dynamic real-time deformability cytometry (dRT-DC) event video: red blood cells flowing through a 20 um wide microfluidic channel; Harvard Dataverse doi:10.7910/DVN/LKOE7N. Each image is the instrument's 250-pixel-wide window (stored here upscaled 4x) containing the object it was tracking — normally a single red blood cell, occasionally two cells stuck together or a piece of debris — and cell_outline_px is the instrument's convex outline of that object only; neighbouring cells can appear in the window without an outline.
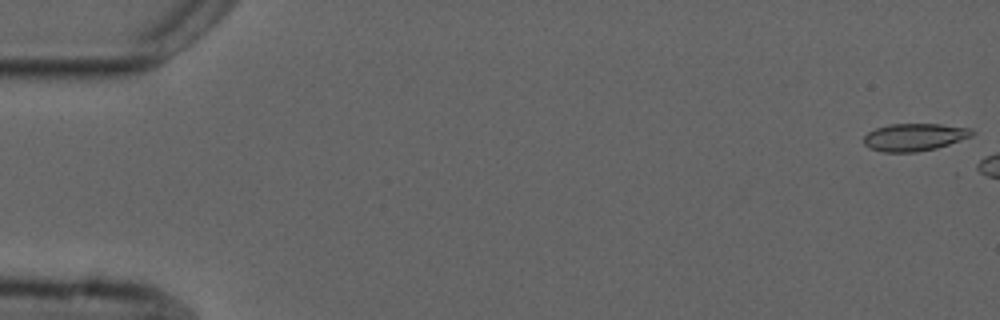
{"species": "common noctule bat (a hibernating species)", "species_latin": "Nyctalus noctula", "temperature_condition": "cold", "stored_images_in_passage": 3, "camera_frame_rate_fps": 3000, "um_per_image_px": 0.085, "animal": {"sex": "male", "forearm_length_mm": 52.5}, "frame": {"image": 1, "passage_image": 1, "time_ms": 0.0, "image_size_px": [1000, 320], "cell_outline_px": [[976, 132], [972, 136], [936, 148], [916, 152], [884, 152], [868, 148], [864, 144], [864, 136], [868, 132], [876, 128], [892, 124], [940, 124], [972, 128]], "centroid_in_image_um": [77.73, 11.65], "position_along_channel_um": 7.3, "area_um2": 17.34}}